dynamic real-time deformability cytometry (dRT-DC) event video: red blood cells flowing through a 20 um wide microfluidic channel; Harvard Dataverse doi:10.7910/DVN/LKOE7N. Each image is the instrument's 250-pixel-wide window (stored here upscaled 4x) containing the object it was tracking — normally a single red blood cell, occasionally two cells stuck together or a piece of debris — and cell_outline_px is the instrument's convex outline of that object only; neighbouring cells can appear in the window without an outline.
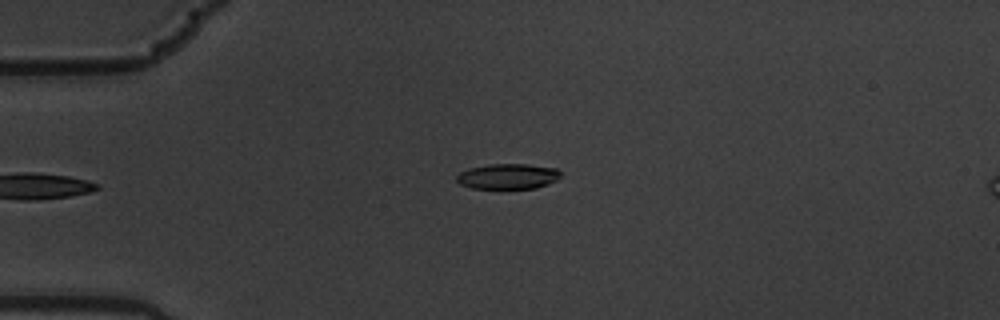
{"species": "common noctule bat (a hibernating species)", "species_latin": "Nyctalus noctula", "temperature_condition": "warm", "stored_images_in_passage": 6, "camera_frame_rate_fps": 3000, "um_per_image_px": 0.085, "animal": {"sex": "male", "body_mass_g": 19.5, "forearm_length_mm": 54.6}, "frame": {"image": 1, "passage_image": 6, "time_ms": 1.667, "image_size_px": [1000, 320], "cell_outline_px": [[560, 176], [556, 180], [548, 184], [536, 188], [472, 188], [460, 184], [456, 180], [456, 176], [460, 172], [468, 168], [492, 164], [528, 164], [556, 168], [560, 172]], "centroid_in_image_um": [43.16, 14.98], "position_along_channel_um": 41.8, "area_um2": 15.32}}